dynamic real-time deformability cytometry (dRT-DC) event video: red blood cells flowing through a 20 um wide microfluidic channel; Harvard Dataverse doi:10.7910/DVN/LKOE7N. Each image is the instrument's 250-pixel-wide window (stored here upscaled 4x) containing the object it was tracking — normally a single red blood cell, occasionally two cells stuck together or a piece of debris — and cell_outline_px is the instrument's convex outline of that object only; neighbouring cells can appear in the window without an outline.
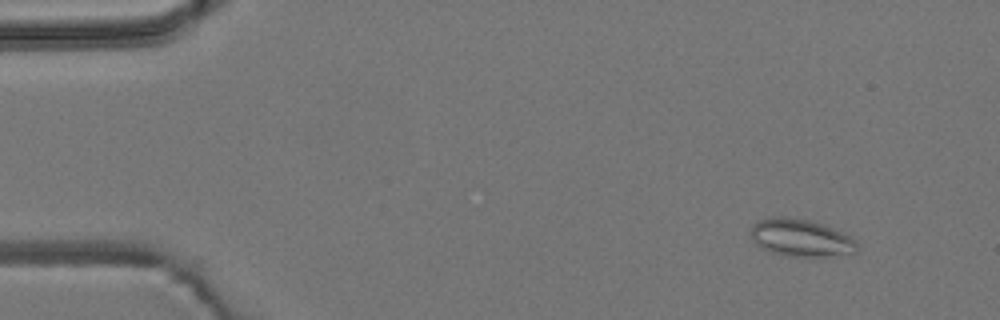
{"species": "common noctule bat (a hibernating species)", "species_latin": "Nyctalus noctula", "temperature_condition": "room temperature", "stored_images_in_passage": 5, "camera_frame_rate_fps": 3000, "um_per_image_px": 0.085, "animal": {"sex": "male", "body_mass_g": 19.2, "forearm_length_mm": 51.8}, "frame": {"image": 1, "passage_image": 2, "time_ms": 0.333, "image_size_px": [1000, 320], "cell_outline_px": [[860, 244], [856, 252], [824, 256], [788, 256], [772, 252], [760, 248], [752, 240], [752, 224], [760, 220], [780, 216], [784, 216], [808, 220], [824, 224], [856, 240]], "centroid_in_image_um": [68.07, 20.21], "position_along_channel_um": 16.9, "area_um2": 22.95}}